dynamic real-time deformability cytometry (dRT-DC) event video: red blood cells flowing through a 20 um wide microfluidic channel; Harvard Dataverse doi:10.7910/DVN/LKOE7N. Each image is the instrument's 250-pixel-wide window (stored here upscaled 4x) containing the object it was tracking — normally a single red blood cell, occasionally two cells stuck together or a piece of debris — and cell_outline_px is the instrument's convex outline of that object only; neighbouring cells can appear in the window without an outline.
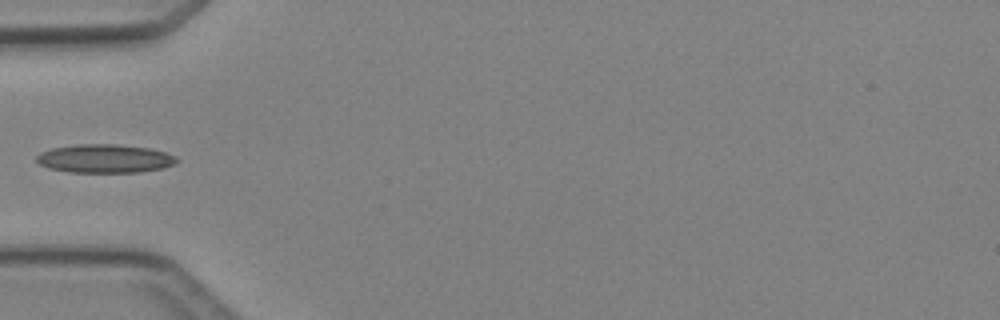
{"species": "Egyptian fruit bat (a non-hibernating species)", "species_latin": "Rousettus aegyptiacus", "temperature_condition": "cold", "stored_images_in_passage": 5, "camera_frame_rate_fps": 3000, "um_per_image_px": 0.085, "animal": {"sex": "female"}, "frame": {"image": 1, "passage_image": 5, "time_ms": 4.667, "image_size_px": [1000, 320], "cell_outline_px": [[180, 160], [176, 164], [164, 168], [140, 172], [68, 172], [48, 168], [40, 164], [36, 160], [36, 156], [40, 152], [52, 148], [80, 144], [116, 144], [148, 148], [164, 152], [176, 156]], "centroid_in_image_um": [8.93, 13.48], "position_along_channel_um": 76.1, "area_um2": 23.41}}